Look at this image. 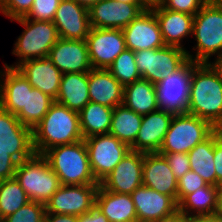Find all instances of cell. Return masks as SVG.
Listing matches in <instances>:
<instances>
[{
  "instance_id": "obj_41",
  "label": "cell",
  "mask_w": 222,
  "mask_h": 222,
  "mask_svg": "<svg viewBox=\"0 0 222 222\" xmlns=\"http://www.w3.org/2000/svg\"><path fill=\"white\" fill-rule=\"evenodd\" d=\"M214 164L217 186L222 183V129L214 131Z\"/></svg>"
},
{
  "instance_id": "obj_39",
  "label": "cell",
  "mask_w": 222,
  "mask_h": 222,
  "mask_svg": "<svg viewBox=\"0 0 222 222\" xmlns=\"http://www.w3.org/2000/svg\"><path fill=\"white\" fill-rule=\"evenodd\" d=\"M165 156L168 165L170 166L177 180L186 172L190 171V159L188 153H160Z\"/></svg>"
},
{
  "instance_id": "obj_33",
  "label": "cell",
  "mask_w": 222,
  "mask_h": 222,
  "mask_svg": "<svg viewBox=\"0 0 222 222\" xmlns=\"http://www.w3.org/2000/svg\"><path fill=\"white\" fill-rule=\"evenodd\" d=\"M30 199L15 177L0 181V218L15 213Z\"/></svg>"
},
{
  "instance_id": "obj_44",
  "label": "cell",
  "mask_w": 222,
  "mask_h": 222,
  "mask_svg": "<svg viewBox=\"0 0 222 222\" xmlns=\"http://www.w3.org/2000/svg\"><path fill=\"white\" fill-rule=\"evenodd\" d=\"M44 222H78V216L46 212Z\"/></svg>"
},
{
  "instance_id": "obj_38",
  "label": "cell",
  "mask_w": 222,
  "mask_h": 222,
  "mask_svg": "<svg viewBox=\"0 0 222 222\" xmlns=\"http://www.w3.org/2000/svg\"><path fill=\"white\" fill-rule=\"evenodd\" d=\"M178 190H177V203H179L186 195L195 192L198 188H203L207 185V183L203 180V178L193 172H186L179 180Z\"/></svg>"
},
{
  "instance_id": "obj_52",
  "label": "cell",
  "mask_w": 222,
  "mask_h": 222,
  "mask_svg": "<svg viewBox=\"0 0 222 222\" xmlns=\"http://www.w3.org/2000/svg\"><path fill=\"white\" fill-rule=\"evenodd\" d=\"M207 2H210L213 4H222V0H207Z\"/></svg>"
},
{
  "instance_id": "obj_19",
  "label": "cell",
  "mask_w": 222,
  "mask_h": 222,
  "mask_svg": "<svg viewBox=\"0 0 222 222\" xmlns=\"http://www.w3.org/2000/svg\"><path fill=\"white\" fill-rule=\"evenodd\" d=\"M173 116L160 109L143 115L141 127L130 149L143 153L159 152Z\"/></svg>"
},
{
  "instance_id": "obj_42",
  "label": "cell",
  "mask_w": 222,
  "mask_h": 222,
  "mask_svg": "<svg viewBox=\"0 0 222 222\" xmlns=\"http://www.w3.org/2000/svg\"><path fill=\"white\" fill-rule=\"evenodd\" d=\"M18 162L7 151L0 149V181L13 178Z\"/></svg>"
},
{
  "instance_id": "obj_15",
  "label": "cell",
  "mask_w": 222,
  "mask_h": 222,
  "mask_svg": "<svg viewBox=\"0 0 222 222\" xmlns=\"http://www.w3.org/2000/svg\"><path fill=\"white\" fill-rule=\"evenodd\" d=\"M53 23L59 38L86 40L91 29L89 11L75 0H61Z\"/></svg>"
},
{
  "instance_id": "obj_11",
  "label": "cell",
  "mask_w": 222,
  "mask_h": 222,
  "mask_svg": "<svg viewBox=\"0 0 222 222\" xmlns=\"http://www.w3.org/2000/svg\"><path fill=\"white\" fill-rule=\"evenodd\" d=\"M99 184L61 185L45 203L46 212L81 216L95 206Z\"/></svg>"
},
{
  "instance_id": "obj_32",
  "label": "cell",
  "mask_w": 222,
  "mask_h": 222,
  "mask_svg": "<svg viewBox=\"0 0 222 222\" xmlns=\"http://www.w3.org/2000/svg\"><path fill=\"white\" fill-rule=\"evenodd\" d=\"M55 102L35 88H26L25 107L16 115L22 125L34 130Z\"/></svg>"
},
{
  "instance_id": "obj_48",
  "label": "cell",
  "mask_w": 222,
  "mask_h": 222,
  "mask_svg": "<svg viewBox=\"0 0 222 222\" xmlns=\"http://www.w3.org/2000/svg\"><path fill=\"white\" fill-rule=\"evenodd\" d=\"M217 198H216V209L215 214L222 216V183L216 186Z\"/></svg>"
},
{
  "instance_id": "obj_30",
  "label": "cell",
  "mask_w": 222,
  "mask_h": 222,
  "mask_svg": "<svg viewBox=\"0 0 222 222\" xmlns=\"http://www.w3.org/2000/svg\"><path fill=\"white\" fill-rule=\"evenodd\" d=\"M188 156L191 171L199 174L207 184L216 186L214 132L191 149L188 152Z\"/></svg>"
},
{
  "instance_id": "obj_18",
  "label": "cell",
  "mask_w": 222,
  "mask_h": 222,
  "mask_svg": "<svg viewBox=\"0 0 222 222\" xmlns=\"http://www.w3.org/2000/svg\"><path fill=\"white\" fill-rule=\"evenodd\" d=\"M16 69L33 88L56 100L63 74L54 66L49 57L26 60Z\"/></svg>"
},
{
  "instance_id": "obj_12",
  "label": "cell",
  "mask_w": 222,
  "mask_h": 222,
  "mask_svg": "<svg viewBox=\"0 0 222 222\" xmlns=\"http://www.w3.org/2000/svg\"><path fill=\"white\" fill-rule=\"evenodd\" d=\"M92 68L108 69L126 49L122 29L92 28L86 37Z\"/></svg>"
},
{
  "instance_id": "obj_6",
  "label": "cell",
  "mask_w": 222,
  "mask_h": 222,
  "mask_svg": "<svg viewBox=\"0 0 222 222\" xmlns=\"http://www.w3.org/2000/svg\"><path fill=\"white\" fill-rule=\"evenodd\" d=\"M24 26V31L18 37L12 54L19 57V62L14 65H7L16 68L26 60L48 57L51 48L59 39L57 28L53 21H37L25 17L15 19Z\"/></svg>"
},
{
  "instance_id": "obj_49",
  "label": "cell",
  "mask_w": 222,
  "mask_h": 222,
  "mask_svg": "<svg viewBox=\"0 0 222 222\" xmlns=\"http://www.w3.org/2000/svg\"><path fill=\"white\" fill-rule=\"evenodd\" d=\"M216 57L217 58L215 59V61L214 62H209V64L218 73V75L222 79V54H219Z\"/></svg>"
},
{
  "instance_id": "obj_20",
  "label": "cell",
  "mask_w": 222,
  "mask_h": 222,
  "mask_svg": "<svg viewBox=\"0 0 222 222\" xmlns=\"http://www.w3.org/2000/svg\"><path fill=\"white\" fill-rule=\"evenodd\" d=\"M138 222H153L178 209L177 201L146 186H140L131 194Z\"/></svg>"
},
{
  "instance_id": "obj_37",
  "label": "cell",
  "mask_w": 222,
  "mask_h": 222,
  "mask_svg": "<svg viewBox=\"0 0 222 222\" xmlns=\"http://www.w3.org/2000/svg\"><path fill=\"white\" fill-rule=\"evenodd\" d=\"M34 0H0V12L13 22L26 17L32 9Z\"/></svg>"
},
{
  "instance_id": "obj_3",
  "label": "cell",
  "mask_w": 222,
  "mask_h": 222,
  "mask_svg": "<svg viewBox=\"0 0 222 222\" xmlns=\"http://www.w3.org/2000/svg\"><path fill=\"white\" fill-rule=\"evenodd\" d=\"M42 155L62 185L99 184L92 173L84 139L54 146Z\"/></svg>"
},
{
  "instance_id": "obj_13",
  "label": "cell",
  "mask_w": 222,
  "mask_h": 222,
  "mask_svg": "<svg viewBox=\"0 0 222 222\" xmlns=\"http://www.w3.org/2000/svg\"><path fill=\"white\" fill-rule=\"evenodd\" d=\"M143 162V152L130 150L99 185L111 192L130 195L143 185Z\"/></svg>"
},
{
  "instance_id": "obj_35",
  "label": "cell",
  "mask_w": 222,
  "mask_h": 222,
  "mask_svg": "<svg viewBox=\"0 0 222 222\" xmlns=\"http://www.w3.org/2000/svg\"><path fill=\"white\" fill-rule=\"evenodd\" d=\"M45 214V204L30 200L2 222H44Z\"/></svg>"
},
{
  "instance_id": "obj_21",
  "label": "cell",
  "mask_w": 222,
  "mask_h": 222,
  "mask_svg": "<svg viewBox=\"0 0 222 222\" xmlns=\"http://www.w3.org/2000/svg\"><path fill=\"white\" fill-rule=\"evenodd\" d=\"M142 184L177 201L178 183L164 155L144 153Z\"/></svg>"
},
{
  "instance_id": "obj_51",
  "label": "cell",
  "mask_w": 222,
  "mask_h": 222,
  "mask_svg": "<svg viewBox=\"0 0 222 222\" xmlns=\"http://www.w3.org/2000/svg\"><path fill=\"white\" fill-rule=\"evenodd\" d=\"M117 1L118 2L136 4L142 11H145V9L142 6V1L141 0H117Z\"/></svg>"
},
{
  "instance_id": "obj_46",
  "label": "cell",
  "mask_w": 222,
  "mask_h": 222,
  "mask_svg": "<svg viewBox=\"0 0 222 222\" xmlns=\"http://www.w3.org/2000/svg\"><path fill=\"white\" fill-rule=\"evenodd\" d=\"M188 222H222V216L213 214V215L192 217L188 219Z\"/></svg>"
},
{
  "instance_id": "obj_9",
  "label": "cell",
  "mask_w": 222,
  "mask_h": 222,
  "mask_svg": "<svg viewBox=\"0 0 222 222\" xmlns=\"http://www.w3.org/2000/svg\"><path fill=\"white\" fill-rule=\"evenodd\" d=\"M186 51L173 46L136 51L135 62L142 79L156 84L171 75L188 59Z\"/></svg>"
},
{
  "instance_id": "obj_1",
  "label": "cell",
  "mask_w": 222,
  "mask_h": 222,
  "mask_svg": "<svg viewBox=\"0 0 222 222\" xmlns=\"http://www.w3.org/2000/svg\"><path fill=\"white\" fill-rule=\"evenodd\" d=\"M188 114L222 129V79L209 63L193 61Z\"/></svg>"
},
{
  "instance_id": "obj_34",
  "label": "cell",
  "mask_w": 222,
  "mask_h": 222,
  "mask_svg": "<svg viewBox=\"0 0 222 222\" xmlns=\"http://www.w3.org/2000/svg\"><path fill=\"white\" fill-rule=\"evenodd\" d=\"M108 70L123 87L142 78L135 62V53L127 48L113 61Z\"/></svg>"
},
{
  "instance_id": "obj_47",
  "label": "cell",
  "mask_w": 222,
  "mask_h": 222,
  "mask_svg": "<svg viewBox=\"0 0 222 222\" xmlns=\"http://www.w3.org/2000/svg\"><path fill=\"white\" fill-rule=\"evenodd\" d=\"M142 6L145 10H153L158 7H162L165 3V0H141Z\"/></svg>"
},
{
  "instance_id": "obj_8",
  "label": "cell",
  "mask_w": 222,
  "mask_h": 222,
  "mask_svg": "<svg viewBox=\"0 0 222 222\" xmlns=\"http://www.w3.org/2000/svg\"><path fill=\"white\" fill-rule=\"evenodd\" d=\"M193 61L189 58L171 75L154 84L158 109L173 115L188 113Z\"/></svg>"
},
{
  "instance_id": "obj_24",
  "label": "cell",
  "mask_w": 222,
  "mask_h": 222,
  "mask_svg": "<svg viewBox=\"0 0 222 222\" xmlns=\"http://www.w3.org/2000/svg\"><path fill=\"white\" fill-rule=\"evenodd\" d=\"M0 72V107L17 115L25 107L26 88H33L29 81L16 69L4 65ZM2 80V81H1Z\"/></svg>"
},
{
  "instance_id": "obj_23",
  "label": "cell",
  "mask_w": 222,
  "mask_h": 222,
  "mask_svg": "<svg viewBox=\"0 0 222 222\" xmlns=\"http://www.w3.org/2000/svg\"><path fill=\"white\" fill-rule=\"evenodd\" d=\"M166 46L186 50L181 44L183 38L192 34L194 16L165 9L163 6L153 9Z\"/></svg>"
},
{
  "instance_id": "obj_4",
  "label": "cell",
  "mask_w": 222,
  "mask_h": 222,
  "mask_svg": "<svg viewBox=\"0 0 222 222\" xmlns=\"http://www.w3.org/2000/svg\"><path fill=\"white\" fill-rule=\"evenodd\" d=\"M192 35L197 41L195 55L186 51L195 63H209L211 56L222 54V4L207 2L194 16Z\"/></svg>"
},
{
  "instance_id": "obj_22",
  "label": "cell",
  "mask_w": 222,
  "mask_h": 222,
  "mask_svg": "<svg viewBox=\"0 0 222 222\" xmlns=\"http://www.w3.org/2000/svg\"><path fill=\"white\" fill-rule=\"evenodd\" d=\"M89 98L91 102L110 108L123 103V85L108 69L92 68L88 72Z\"/></svg>"
},
{
  "instance_id": "obj_28",
  "label": "cell",
  "mask_w": 222,
  "mask_h": 222,
  "mask_svg": "<svg viewBox=\"0 0 222 222\" xmlns=\"http://www.w3.org/2000/svg\"><path fill=\"white\" fill-rule=\"evenodd\" d=\"M113 108L89 102L78 114L83 138L109 133Z\"/></svg>"
},
{
  "instance_id": "obj_45",
  "label": "cell",
  "mask_w": 222,
  "mask_h": 222,
  "mask_svg": "<svg viewBox=\"0 0 222 222\" xmlns=\"http://www.w3.org/2000/svg\"><path fill=\"white\" fill-rule=\"evenodd\" d=\"M189 217H187L182 211L177 209L172 214L162 217L153 222H188Z\"/></svg>"
},
{
  "instance_id": "obj_27",
  "label": "cell",
  "mask_w": 222,
  "mask_h": 222,
  "mask_svg": "<svg viewBox=\"0 0 222 222\" xmlns=\"http://www.w3.org/2000/svg\"><path fill=\"white\" fill-rule=\"evenodd\" d=\"M122 104L140 115L158 110L154 84L142 78L127 84L124 86Z\"/></svg>"
},
{
  "instance_id": "obj_10",
  "label": "cell",
  "mask_w": 222,
  "mask_h": 222,
  "mask_svg": "<svg viewBox=\"0 0 222 222\" xmlns=\"http://www.w3.org/2000/svg\"><path fill=\"white\" fill-rule=\"evenodd\" d=\"M90 167L100 183L131 150L130 147L110 133L84 139Z\"/></svg>"
},
{
  "instance_id": "obj_16",
  "label": "cell",
  "mask_w": 222,
  "mask_h": 222,
  "mask_svg": "<svg viewBox=\"0 0 222 222\" xmlns=\"http://www.w3.org/2000/svg\"><path fill=\"white\" fill-rule=\"evenodd\" d=\"M88 11L90 26L101 29H123L142 12L136 4L117 0H101Z\"/></svg>"
},
{
  "instance_id": "obj_5",
  "label": "cell",
  "mask_w": 222,
  "mask_h": 222,
  "mask_svg": "<svg viewBox=\"0 0 222 222\" xmlns=\"http://www.w3.org/2000/svg\"><path fill=\"white\" fill-rule=\"evenodd\" d=\"M14 177L30 200L43 204L62 185L46 158L37 153L18 163Z\"/></svg>"
},
{
  "instance_id": "obj_7",
  "label": "cell",
  "mask_w": 222,
  "mask_h": 222,
  "mask_svg": "<svg viewBox=\"0 0 222 222\" xmlns=\"http://www.w3.org/2000/svg\"><path fill=\"white\" fill-rule=\"evenodd\" d=\"M215 130L209 121L197 116L174 115L158 153H188Z\"/></svg>"
},
{
  "instance_id": "obj_25",
  "label": "cell",
  "mask_w": 222,
  "mask_h": 222,
  "mask_svg": "<svg viewBox=\"0 0 222 222\" xmlns=\"http://www.w3.org/2000/svg\"><path fill=\"white\" fill-rule=\"evenodd\" d=\"M95 206L101 210L109 222H138L135 205L129 194L111 192L99 185Z\"/></svg>"
},
{
  "instance_id": "obj_43",
  "label": "cell",
  "mask_w": 222,
  "mask_h": 222,
  "mask_svg": "<svg viewBox=\"0 0 222 222\" xmlns=\"http://www.w3.org/2000/svg\"><path fill=\"white\" fill-rule=\"evenodd\" d=\"M78 222H109V220L100 209L94 206L87 213L78 216Z\"/></svg>"
},
{
  "instance_id": "obj_14",
  "label": "cell",
  "mask_w": 222,
  "mask_h": 222,
  "mask_svg": "<svg viewBox=\"0 0 222 222\" xmlns=\"http://www.w3.org/2000/svg\"><path fill=\"white\" fill-rule=\"evenodd\" d=\"M122 31L126 48L133 52L166 46L153 10L142 11Z\"/></svg>"
},
{
  "instance_id": "obj_17",
  "label": "cell",
  "mask_w": 222,
  "mask_h": 222,
  "mask_svg": "<svg viewBox=\"0 0 222 222\" xmlns=\"http://www.w3.org/2000/svg\"><path fill=\"white\" fill-rule=\"evenodd\" d=\"M48 57L62 74L89 72L92 69L86 40L59 38Z\"/></svg>"
},
{
  "instance_id": "obj_50",
  "label": "cell",
  "mask_w": 222,
  "mask_h": 222,
  "mask_svg": "<svg viewBox=\"0 0 222 222\" xmlns=\"http://www.w3.org/2000/svg\"><path fill=\"white\" fill-rule=\"evenodd\" d=\"M78 2L81 6L90 9L93 5L97 4L101 0H75Z\"/></svg>"
},
{
  "instance_id": "obj_2",
  "label": "cell",
  "mask_w": 222,
  "mask_h": 222,
  "mask_svg": "<svg viewBox=\"0 0 222 222\" xmlns=\"http://www.w3.org/2000/svg\"><path fill=\"white\" fill-rule=\"evenodd\" d=\"M35 153L43 154L46 150L83 140L79 114L65 105L54 102L41 122L32 130Z\"/></svg>"
},
{
  "instance_id": "obj_40",
  "label": "cell",
  "mask_w": 222,
  "mask_h": 222,
  "mask_svg": "<svg viewBox=\"0 0 222 222\" xmlns=\"http://www.w3.org/2000/svg\"><path fill=\"white\" fill-rule=\"evenodd\" d=\"M206 3L207 0H165L163 7L195 16Z\"/></svg>"
},
{
  "instance_id": "obj_31",
  "label": "cell",
  "mask_w": 222,
  "mask_h": 222,
  "mask_svg": "<svg viewBox=\"0 0 222 222\" xmlns=\"http://www.w3.org/2000/svg\"><path fill=\"white\" fill-rule=\"evenodd\" d=\"M216 198V186L207 184L205 187L198 188L195 192L186 195L178 203V209L189 218L213 215L216 209Z\"/></svg>"
},
{
  "instance_id": "obj_36",
  "label": "cell",
  "mask_w": 222,
  "mask_h": 222,
  "mask_svg": "<svg viewBox=\"0 0 222 222\" xmlns=\"http://www.w3.org/2000/svg\"><path fill=\"white\" fill-rule=\"evenodd\" d=\"M61 0H34L32 9L25 17L37 21H53Z\"/></svg>"
},
{
  "instance_id": "obj_26",
  "label": "cell",
  "mask_w": 222,
  "mask_h": 222,
  "mask_svg": "<svg viewBox=\"0 0 222 222\" xmlns=\"http://www.w3.org/2000/svg\"><path fill=\"white\" fill-rule=\"evenodd\" d=\"M55 101L79 113L90 102L88 72L64 73Z\"/></svg>"
},
{
  "instance_id": "obj_29",
  "label": "cell",
  "mask_w": 222,
  "mask_h": 222,
  "mask_svg": "<svg viewBox=\"0 0 222 222\" xmlns=\"http://www.w3.org/2000/svg\"><path fill=\"white\" fill-rule=\"evenodd\" d=\"M143 115L137 114L123 104L113 108L109 133L131 147L142 124Z\"/></svg>"
}]
</instances>
